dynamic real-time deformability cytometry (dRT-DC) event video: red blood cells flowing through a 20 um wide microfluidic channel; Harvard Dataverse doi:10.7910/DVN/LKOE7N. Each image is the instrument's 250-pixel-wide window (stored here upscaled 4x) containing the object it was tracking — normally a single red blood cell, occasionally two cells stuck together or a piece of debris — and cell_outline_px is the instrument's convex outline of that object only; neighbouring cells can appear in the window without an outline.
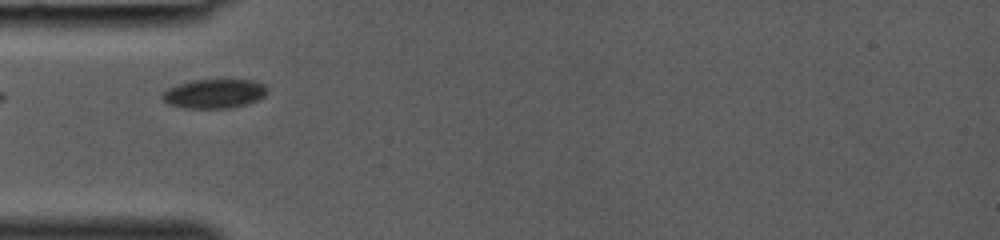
{"species": "common noctule bat (a hibernating species)", "species_latin": "Nyctalus noctula", "temperature_condition": "room temperature", "stored_images_in_passage": 19, "camera_frame_rate_fps": 3000, "um_per_image_px": 0.085, "animal": {"sex": "female", "body_mass_g": 19.0, "forearm_length_mm": 53.3}, "frame": {"image": 1, "passage_image": 1, "time_ms": 0.0, "image_size_px": [1000, 240], "cell_outline_px": [[268, 92], [264, 96], [248, 104], [228, 108], [184, 108], [168, 104], [160, 96], [168, 88], [192, 80], [252, 80], [264, 84], [268, 88]], "centroid_in_image_um": [18.23, 7.96], "position_along_channel_um": 66.8, "area_um2": 17.8}}
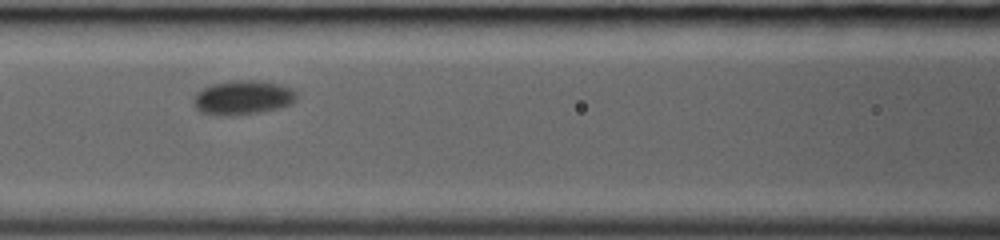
{"frame": {"image": 2, "passage_image": 6, "time_ms": 1.667, "image_size_px": [1000, 240], "cell_outline_px": [[296, 100], [292, 104], [280, 108], [260, 112], [232, 116], [216, 116], [200, 112], [196, 108], [192, 100], [196, 92], [212, 84], [236, 80], [256, 80], [280, 84], [292, 88], [296, 92]], "centroid_in_image_um": [20.64, 8.31], "position_along_channel_um": 146.0, "area_um2": 20.87}}
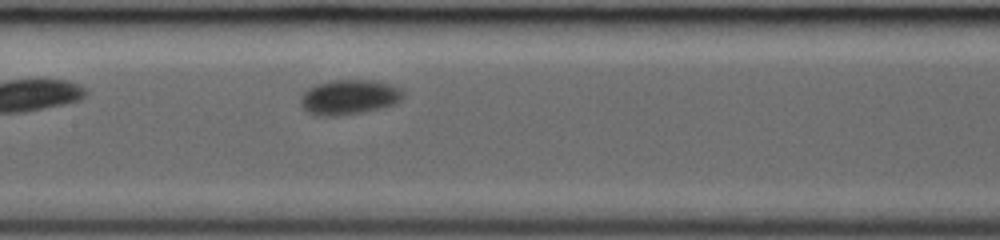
{"frame": {"image": 3, "passage_image": 8, "time_ms": 2.333, "image_size_px": [1000, 240], "cell_outline_px": [[404, 96], [396, 104], [364, 112], [336, 116], [320, 116], [308, 112], [300, 104], [300, 96], [308, 88], [316, 84], [332, 80], [372, 80], [392, 84], [400, 88], [404, 92]], "centroid_in_image_um": [29.69, 8.25], "position_along_channel_um": 177.7, "area_um2": 21.04}}